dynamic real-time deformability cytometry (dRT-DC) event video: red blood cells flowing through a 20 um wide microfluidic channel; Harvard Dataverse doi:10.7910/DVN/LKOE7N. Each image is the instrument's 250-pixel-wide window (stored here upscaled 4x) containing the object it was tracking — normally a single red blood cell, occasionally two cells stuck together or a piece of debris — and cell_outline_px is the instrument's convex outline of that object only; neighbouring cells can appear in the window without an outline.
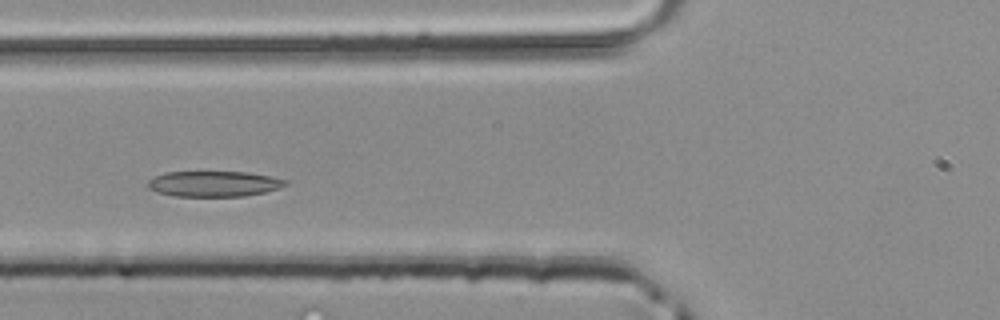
{"species": "common noctule bat (a hibernating species)", "species_latin": "Nyctalus noctula", "temperature_condition": "room temperature", "stored_images_in_passage": 41, "camera_frame_rate_fps": 3000, "um_per_image_px": 0.085, "animal": {"sex": "male", "body_mass_g": 20.4}, "frame": {"image": 1, "passage_image": 12, "time_ms": 3.667, "image_size_px": [1000, 320], "cell_outline_px": [[288, 184], [280, 188], [264, 192], [244, 196], [172, 196], [156, 192], [148, 188], [148, 180], [156, 176], [168, 172], [248, 172], [272, 176], [288, 180]], "centroid_in_image_um": [18.21, 15.62], "position_along_channel_um": 107.6, "area_um2": 20.58}}
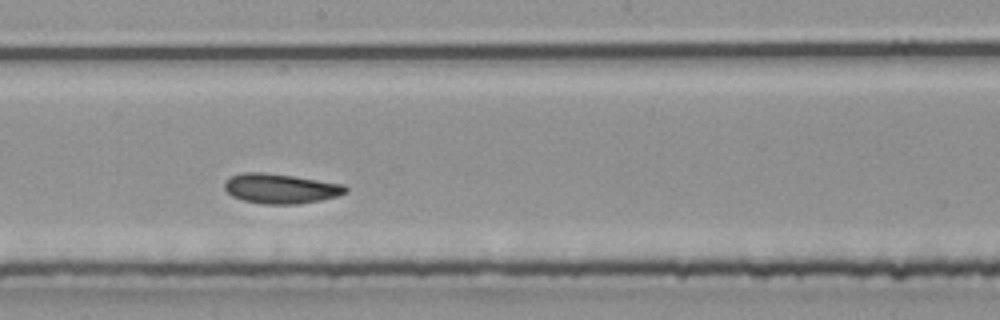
{"frame": {"image": 2, "passage_image": 20, "time_ms": 6.333, "image_size_px": [1000, 320], "cell_outline_px": [[348, 192], [336, 196], [320, 200], [296, 204], [264, 204], [244, 200], [232, 196], [224, 188], [224, 180], [228, 176], [244, 172], [264, 172], [292, 176], [344, 184], [348, 188]], "centroid_in_image_um": [23.82, 16.02], "position_along_channel_um": 224.4, "area_um2": 21.04}}
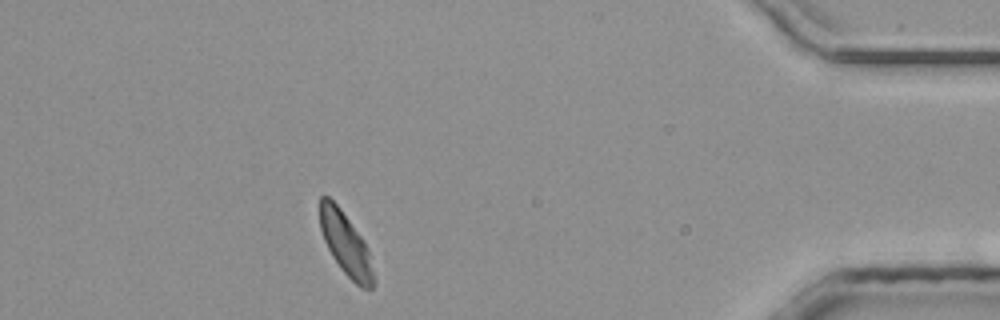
{"frame": {"image": 3, "passage_image": 36, "time_ms": 11.667, "image_size_px": [1000, 320], "cell_outline_px": [[376, 280], [372, 288], [360, 288], [340, 268], [332, 256], [324, 240], [320, 228], [320, 196], [328, 196], [340, 208], [364, 240], [368, 248]], "centroid_in_image_um": [29.41, 20.76], "position_along_channel_um": 405.8, "area_um2": 19.59}}